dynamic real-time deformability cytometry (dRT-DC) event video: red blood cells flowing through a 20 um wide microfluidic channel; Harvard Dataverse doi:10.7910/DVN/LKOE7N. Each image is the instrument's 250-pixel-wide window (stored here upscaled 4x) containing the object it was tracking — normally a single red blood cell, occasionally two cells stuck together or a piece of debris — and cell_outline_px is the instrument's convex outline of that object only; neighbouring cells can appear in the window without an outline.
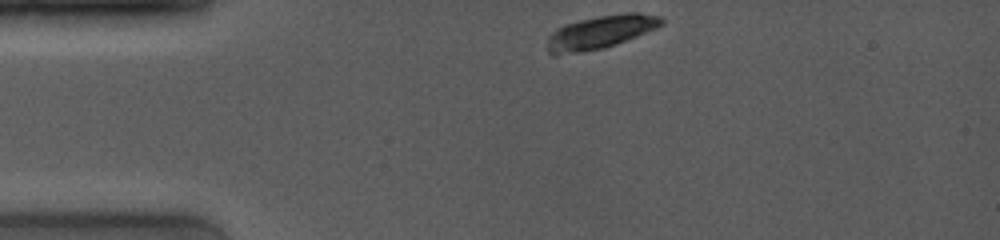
{"species": "common noctule bat (a hibernating species)", "species_latin": "Nyctalus noctula", "temperature_condition": "room temperature", "stored_images_in_passage": 6, "camera_frame_rate_fps": 4000, "um_per_image_px": 0.085, "animal": {"sex": "female", "body_mass_g": 19.0, "forearm_length_mm": 53.3}, "frame": {"image": 1, "passage_image": 1, "time_ms": 0.0, "image_size_px": [1000, 240], "cell_outline_px": [[664, 24], [656, 28], [636, 36], [604, 48], [556, 56], [548, 52], [548, 36], [556, 28], [564, 24], [580, 20], [600, 16], [624, 12], [640, 12], [660, 16], [664, 20]], "centroid_in_image_um": [51.03, 2.72], "position_along_channel_um": 34.0, "area_um2": 22.14}}